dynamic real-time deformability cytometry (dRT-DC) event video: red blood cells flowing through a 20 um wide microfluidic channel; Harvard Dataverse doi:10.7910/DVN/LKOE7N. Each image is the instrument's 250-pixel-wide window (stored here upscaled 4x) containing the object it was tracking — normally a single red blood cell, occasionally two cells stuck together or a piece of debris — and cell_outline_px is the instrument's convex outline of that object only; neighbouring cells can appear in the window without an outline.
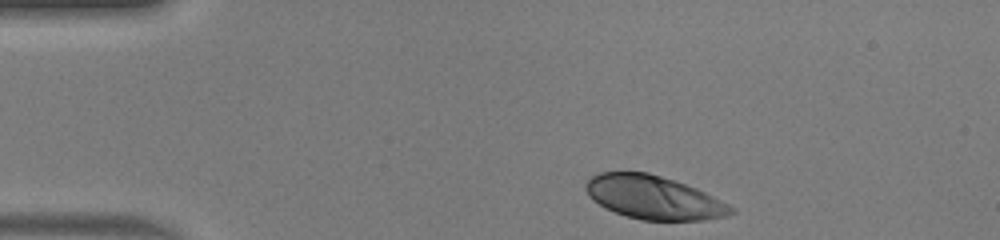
{"species": "human", "species_latin": "Homo sapiens", "temperature_condition": "warm", "stored_images_in_passage": 40, "camera_frame_rate_fps": 3000, "um_per_image_px": 0.085, "donor": {"sex": "male"}, "frame": {"image": 1, "passage_image": 1, "time_ms": 0.0, "image_size_px": [1000, 240], "cell_outline_px": [[736, 212], [728, 216], [704, 220], [640, 220], [616, 212], [592, 200], [588, 196], [584, 188], [584, 184], [592, 176], [600, 172], [648, 172], [676, 180], [696, 188], [736, 208]], "centroid_in_image_um": [55.57, 16.78], "position_along_channel_um": 29.4, "area_um2": 36.82}}
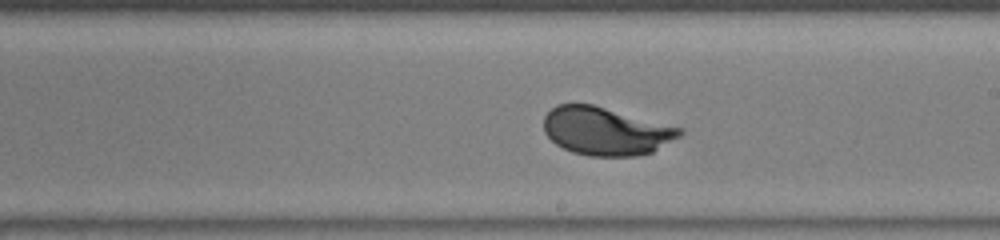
{"frame": {"image": 2, "passage_image": 21, "time_ms": 6.667, "image_size_px": [1000, 240], "cell_outline_px": [[684, 132], [680, 136], [652, 152], [636, 156], [588, 156], [572, 152], [556, 144], [544, 132], [544, 116], [556, 104], [592, 104], [684, 128]], "centroid_in_image_um": [51.5, 11.14], "position_along_channel_um": 237.5, "area_um2": 38.09}}
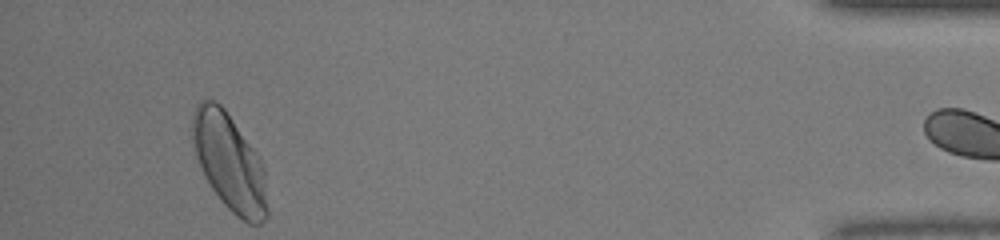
{"frame": {"image": 3, "passage_image": 39, "time_ms": 12.667, "image_size_px": [1000, 240], "cell_outline_px": [[268, 216], [260, 224], [248, 224], [236, 216], [224, 204], [212, 188], [200, 164], [192, 140], [192, 112], [196, 104], [200, 100], [216, 100], [224, 108], [256, 152], [264, 168], [268, 212]], "centroid_in_image_um": [19.51, 13.79], "position_along_channel_um": 415.7, "area_um2": 42.02}, "authors_computed_cell_mechanics": {"area_um2": 38.437, "velocity_mm_per_s": 4.0951, "shape_relaxation_time_tau1_ms": 2.1083, "shape_relaxation_time_tau2_ms": null, "deformation_change_tau1": 0.157, "deformation_change_tau2": null}}